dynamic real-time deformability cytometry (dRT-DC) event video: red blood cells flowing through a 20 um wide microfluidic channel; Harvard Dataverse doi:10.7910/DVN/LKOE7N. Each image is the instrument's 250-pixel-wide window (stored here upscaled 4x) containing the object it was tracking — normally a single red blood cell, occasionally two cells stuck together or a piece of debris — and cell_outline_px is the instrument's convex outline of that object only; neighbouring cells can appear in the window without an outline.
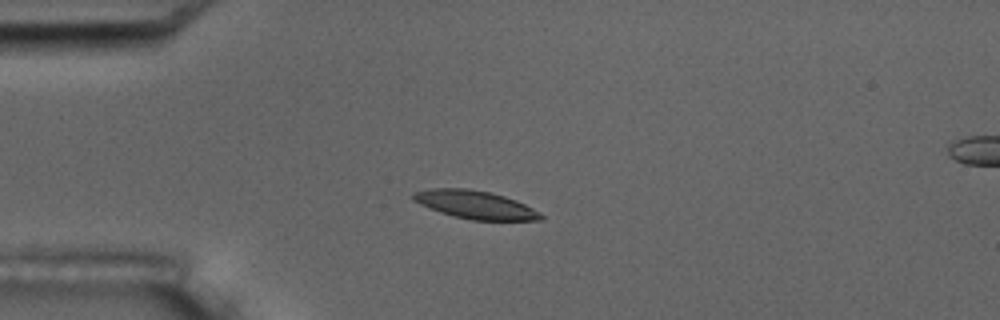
{"species": "common noctule bat (a hibernating species)", "species_latin": "Nyctalus noctula", "temperature_condition": "room temperature", "stored_images_in_passage": 10, "camera_frame_rate_fps": 3000, "um_per_image_px": 0.085, "animal": {"sex": "male", "body_mass_g": 17.5, "forearm_length_mm": 52.3}, "frame": {"image": 1, "passage_image": 4, "time_ms": 3.667, "image_size_px": [1000, 320], "cell_outline_px": [[544, 220], [472, 220], [452, 216], [440, 212], [420, 204], [412, 200], [412, 192], [432, 188], [468, 188], [488, 192], [504, 196], [516, 200], [540, 212], [544, 216]], "centroid_in_image_um": [40.38, 17.4], "position_along_channel_um": 44.6, "area_um2": 20.92}}
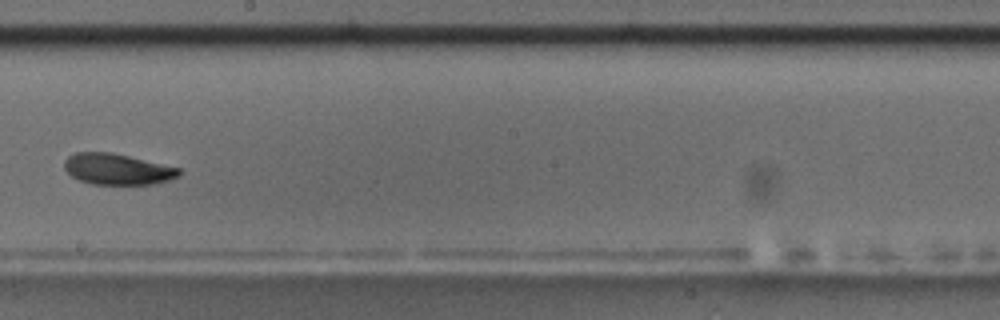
{"frame": {"image": 2, "passage_image": 9, "time_ms": 9.667, "image_size_px": [1000, 320], "cell_outline_px": [[180, 176], [168, 180], [152, 184], [92, 184], [80, 180], [72, 176], [64, 168], [64, 160], [68, 156], [76, 152], [112, 152], [180, 168]], "centroid_in_image_um": [9.96, 14.37], "position_along_channel_um": 238.2, "area_um2": 20.63}}